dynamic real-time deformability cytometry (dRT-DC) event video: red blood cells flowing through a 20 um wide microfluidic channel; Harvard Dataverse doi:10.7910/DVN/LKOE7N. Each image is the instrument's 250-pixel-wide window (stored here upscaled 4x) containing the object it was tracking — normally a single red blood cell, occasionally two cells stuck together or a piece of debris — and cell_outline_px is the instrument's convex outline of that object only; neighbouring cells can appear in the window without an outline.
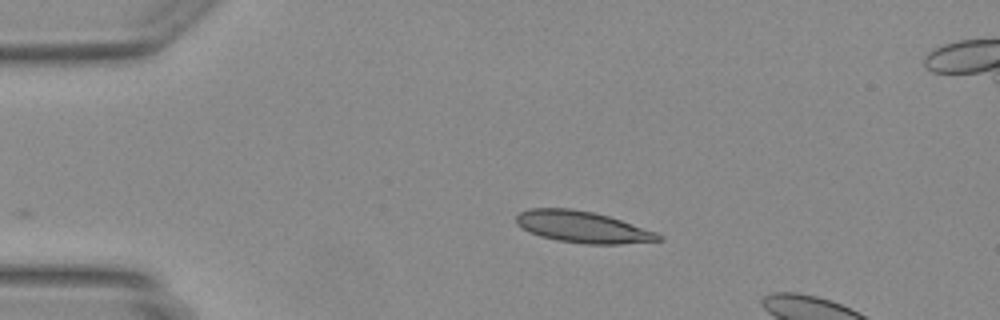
{"species": "Egyptian fruit bat (a non-hibernating species)", "species_latin": "Rousettus aegyptiacus", "temperature_condition": "warm", "stored_images_in_passage": 5, "camera_frame_rate_fps": 3000, "um_per_image_px": 0.085, "animal": {"sex": "female"}, "frame": {"image": 1, "passage_image": 1, "time_ms": 0.0, "image_size_px": [1000, 320], "cell_outline_px": [[664, 240], [620, 244], [588, 244], [556, 240], [540, 236], [528, 232], [516, 224], [516, 216], [520, 212], [528, 208], [572, 208], [592, 212], [608, 216], [656, 232], [664, 236]], "centroid_in_image_um": [49.5, 19.29], "position_along_channel_um": 35.5, "area_um2": 26.13}}